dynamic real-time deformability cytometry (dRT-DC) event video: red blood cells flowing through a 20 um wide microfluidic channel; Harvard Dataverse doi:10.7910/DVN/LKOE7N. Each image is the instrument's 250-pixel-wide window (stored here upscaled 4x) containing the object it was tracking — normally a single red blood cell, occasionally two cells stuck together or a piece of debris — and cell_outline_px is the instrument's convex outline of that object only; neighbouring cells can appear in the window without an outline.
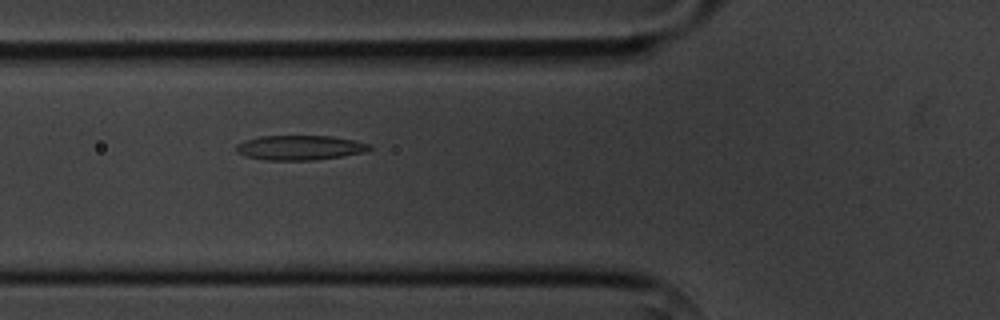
{"species": "common noctule bat (a hibernating species)", "species_latin": "Nyctalus noctula", "temperature_condition": "cold", "stored_images_in_passage": 6, "camera_frame_rate_fps": 3000, "um_per_image_px": 0.085, "animal": {"sex": "male", "body_mass_g": 20.1, "forearm_length_mm": 53.5}, "frame": {"image": 1, "passage_image": 4, "time_ms": 3.333, "image_size_px": [1000, 320], "cell_outline_px": [[372, 148], [364, 152], [344, 156], [316, 160], [264, 160], [244, 156], [236, 152], [236, 144], [244, 140], [260, 136], [332, 136], [352, 140], [368, 144]], "centroid_in_image_um": [25.44, 12.56], "position_along_channel_um": 100.4, "area_um2": 19.25}}
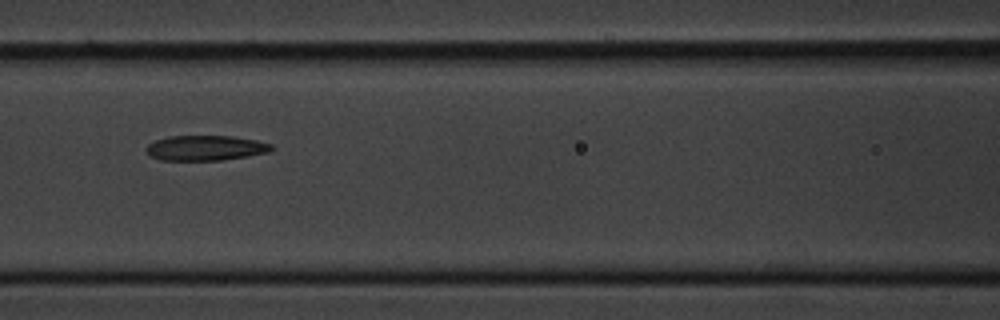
{"frame": {"image": 2, "passage_image": 5, "time_ms": 4.667, "image_size_px": [1000, 320], "cell_outline_px": [[276, 148], [268, 152], [220, 160], [160, 160], [148, 156], [144, 148], [148, 144], [156, 140], [168, 136], [232, 136], [256, 140], [272, 144]], "centroid_in_image_um": [17.43, 12.57], "position_along_channel_um": 149.2, "area_um2": 18.38}}
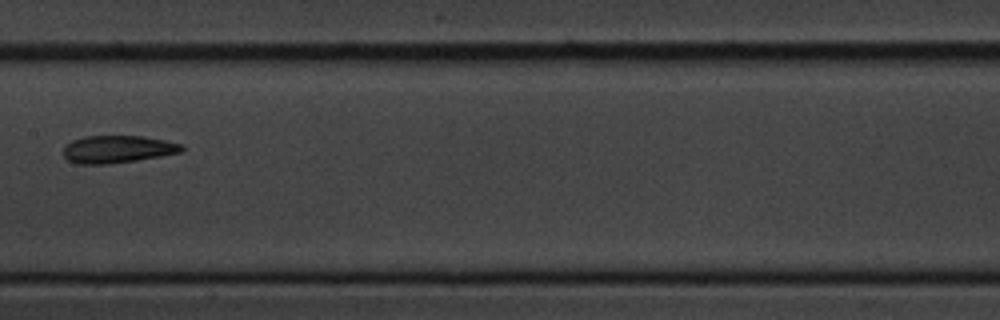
{"frame": {"image": 3, "passage_image": 6, "time_ms": 6.0, "image_size_px": [1000, 320], "cell_outline_px": [[184, 148], [180, 152], [160, 156], [136, 160], [108, 164], [80, 164], [68, 160], [64, 156], [64, 144], [72, 140], [84, 136], [144, 136], [164, 140], [180, 144]], "centroid_in_image_um": [9.95, 12.68], "position_along_channel_um": 197.5, "area_um2": 18.84}}